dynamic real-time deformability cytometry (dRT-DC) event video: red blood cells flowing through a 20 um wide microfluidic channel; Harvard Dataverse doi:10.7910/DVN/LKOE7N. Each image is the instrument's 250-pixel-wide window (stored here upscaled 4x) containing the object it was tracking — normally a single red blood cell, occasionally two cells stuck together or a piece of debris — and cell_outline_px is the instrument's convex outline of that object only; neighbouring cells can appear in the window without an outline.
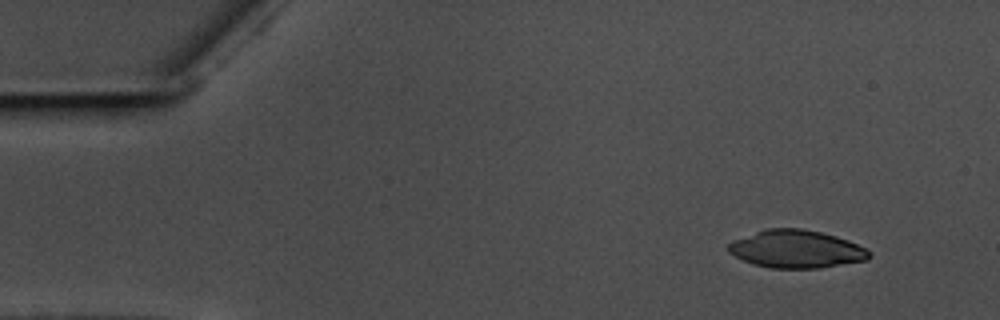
{"species": "common noctule bat (a hibernating species)", "species_latin": "Nyctalus noctula", "temperature_condition": "warm", "stored_images_in_passage": 52, "camera_frame_rate_fps": 3000, "um_per_image_px": 0.085, "animal": {"sex": "male", "body_mass_g": 17.5, "forearm_length_mm": 52.3}, "frame": {"image": 1, "passage_image": 1, "time_ms": 0.0, "image_size_px": [1000, 320], "cell_outline_px": [[872, 256], [868, 260], [820, 268], [768, 268], [752, 264], [728, 252], [728, 244], [732, 240], [764, 228], [800, 228], [820, 232], [836, 236], [848, 240], [872, 252]], "centroid_in_image_um": [67.68, 21.17], "position_along_channel_um": 17.3, "area_um2": 31.21}}